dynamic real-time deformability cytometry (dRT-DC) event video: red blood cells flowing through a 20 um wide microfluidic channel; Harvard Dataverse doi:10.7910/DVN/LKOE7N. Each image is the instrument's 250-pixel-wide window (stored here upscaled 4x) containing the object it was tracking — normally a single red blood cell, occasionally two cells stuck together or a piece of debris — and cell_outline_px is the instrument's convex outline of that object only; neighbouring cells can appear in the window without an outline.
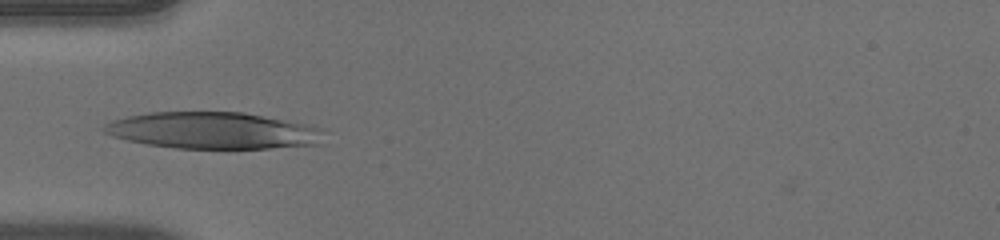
{"species": "human", "species_latin": "Homo sapiens", "temperature_condition": "warm", "stored_images_in_passage": 12, "camera_frame_rate_fps": 3000, "um_per_image_px": 0.085, "donor": {"sex": "male"}, "frame": {"image": 1, "passage_image": 1, "time_ms": 0.0, "image_size_px": [1000, 240], "cell_outline_px": [[316, 144], [268, 148], [176, 148], [148, 144], [128, 140], [112, 136], [104, 132], [100, 128], [112, 120], [128, 116], [148, 112], [244, 112], [304, 124], [312, 128]], "centroid_in_image_um": [17.86, 11.08], "position_along_channel_um": 67.1, "area_um2": 45.6}}
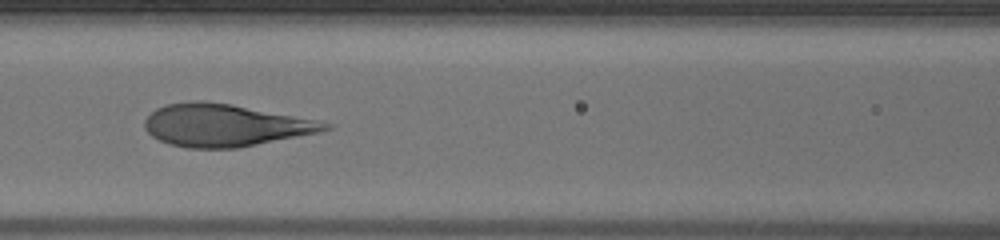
{"frame": {"image": 2, "passage_image": 7, "time_ms": 2.0, "image_size_px": [1000, 240], "cell_outline_px": [[332, 128], [320, 132], [240, 148], [188, 148], [168, 144], [152, 136], [144, 128], [144, 120], [156, 108], [164, 104], [192, 100], [200, 100], [232, 104], [320, 120], [332, 124]], "centroid_in_image_um": [19.13, 10.64], "position_along_channel_um": 147.5, "area_um2": 44.91}}
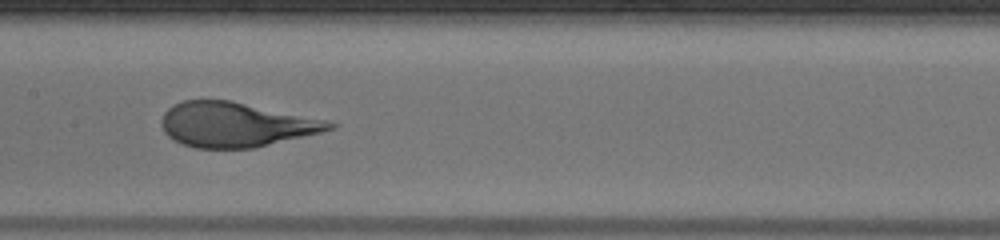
{"frame": {"image": 3, "passage_image": 10, "time_ms": 3.0, "image_size_px": [1000, 240], "cell_outline_px": [[336, 124], [332, 128], [320, 132], [252, 148], [196, 148], [184, 144], [168, 136], [164, 132], [160, 124], [160, 120], [164, 112], [172, 104], [184, 100], [228, 100], [320, 120]], "centroid_in_image_um": [19.88, 10.59], "position_along_channel_um": 187.5, "area_um2": 42.54}}